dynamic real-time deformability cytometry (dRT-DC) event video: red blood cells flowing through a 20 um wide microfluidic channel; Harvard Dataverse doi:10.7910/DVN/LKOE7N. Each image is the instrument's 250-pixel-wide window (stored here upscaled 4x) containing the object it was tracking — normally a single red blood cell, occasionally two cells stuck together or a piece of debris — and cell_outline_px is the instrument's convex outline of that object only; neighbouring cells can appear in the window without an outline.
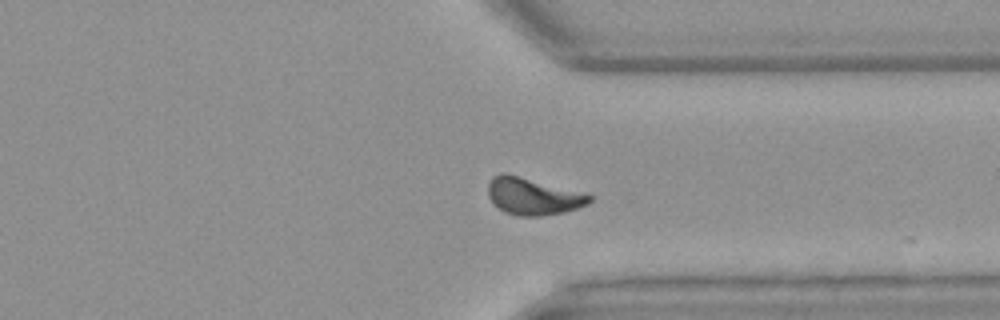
{"species": "Egyptian fruit bat (a non-hibernating species)", "species_latin": "Rousettus aegyptiacus", "temperature_condition": "warm", "stored_images_in_passage": 18, "camera_frame_rate_fps": 3000, "um_per_image_px": 0.085, "animal": {"sex": "female"}, "frame": {"image": 1, "passage_image": 17, "time_ms": 5.333, "image_size_px": [1000, 320], "cell_outline_px": [[592, 200], [588, 204], [564, 212], [540, 216], [516, 216], [504, 212], [492, 204], [488, 196], [488, 184], [492, 176], [500, 172], [504, 172], [592, 196]], "centroid_in_image_um": [45.21, 16.7], "position_along_channel_um": 366.2, "area_um2": 21.62}}